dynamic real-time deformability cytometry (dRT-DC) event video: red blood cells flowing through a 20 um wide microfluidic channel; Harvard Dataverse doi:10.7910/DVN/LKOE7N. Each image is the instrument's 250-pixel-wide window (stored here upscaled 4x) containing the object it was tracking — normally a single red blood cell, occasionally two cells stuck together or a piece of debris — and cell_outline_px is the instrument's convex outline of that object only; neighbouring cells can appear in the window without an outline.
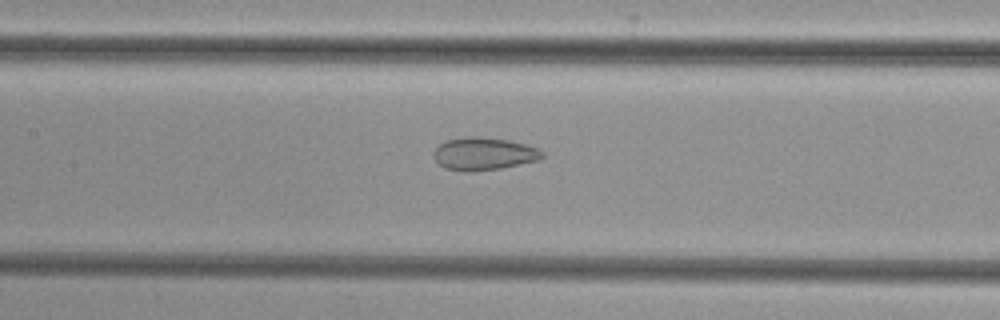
{"species": "common noctule bat (a hibernating species)", "species_latin": "Nyctalus noctula", "temperature_condition": "cold", "stored_images_in_passage": 52, "camera_frame_rate_fps": 3000, "um_per_image_px": 0.085, "animal": {"sex": "female", "body_mass_g": 29.2, "forearm_length_mm": 56.3}, "frame": {"image": 1, "passage_image": 25, "time_ms": 8.0, "image_size_px": [1000, 320], "cell_outline_px": [[544, 156], [540, 160], [500, 168], [472, 172], [464, 172], [444, 168], [432, 156], [432, 152], [440, 144], [448, 140], [472, 136], [480, 136], [508, 140], [524, 144], [536, 148], [544, 152]], "centroid_in_image_um": [41.11, 13.08], "position_along_channel_um": 166.3, "area_um2": 20.69}}
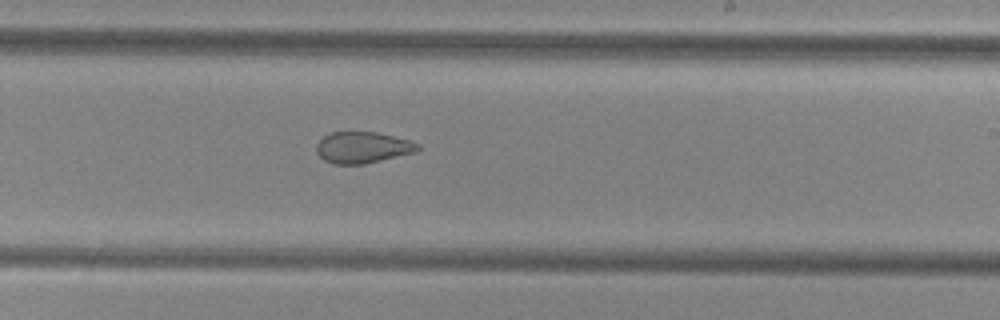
{"frame": {"image": 2, "passage_image": 32, "time_ms": 10.333, "image_size_px": [1000, 320], "cell_outline_px": [[420, 148], [416, 152], [364, 164], [332, 164], [324, 160], [316, 152], [316, 144], [324, 136], [332, 132], [376, 132], [408, 140], [420, 144]], "centroid_in_image_um": [30.81, 12.54], "position_along_channel_um": 258.2, "area_um2": 18.44}}
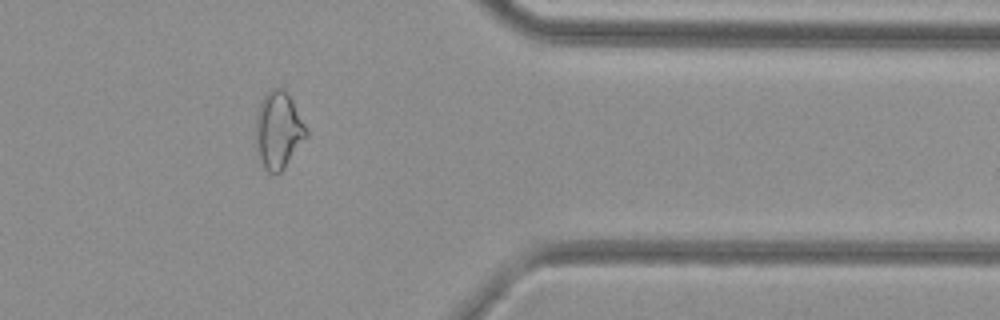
{"frame": {"image": 3, "passage_image": 43, "time_ms": 14.0, "image_size_px": [1000, 320], "cell_outline_px": [[308, 136], [284, 168], [276, 176], [268, 172], [264, 168], [256, 156], [256, 116], [260, 104], [264, 96], [272, 88], [284, 88], [292, 100], [308, 132]], "centroid_in_image_um": [23.65, 11.12], "position_along_channel_um": 387.8, "area_um2": 22.77}}